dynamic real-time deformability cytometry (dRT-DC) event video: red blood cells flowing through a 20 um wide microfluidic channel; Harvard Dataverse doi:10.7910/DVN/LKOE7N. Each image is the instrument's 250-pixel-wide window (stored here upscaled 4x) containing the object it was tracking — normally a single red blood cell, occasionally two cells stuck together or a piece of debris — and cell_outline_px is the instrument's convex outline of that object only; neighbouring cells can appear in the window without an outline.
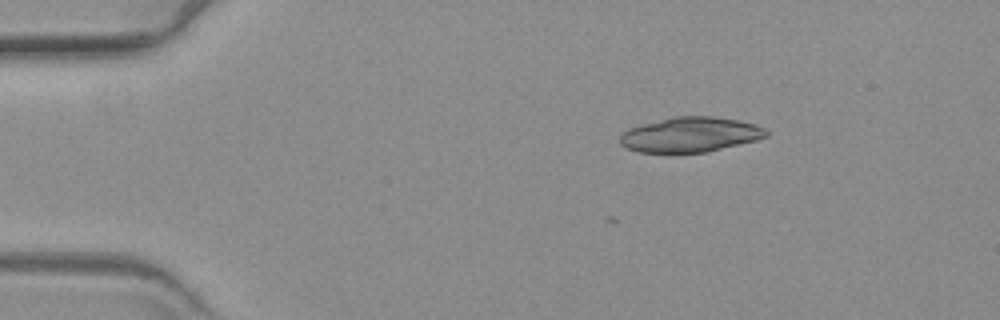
{"species": "common noctule bat (a hibernating species)", "species_latin": "Nyctalus noctula", "temperature_condition": "warm", "stored_images_in_passage": 3, "camera_frame_rate_fps": 3000, "um_per_image_px": 0.085, "animal": {"sex": "female", "body_mass_g": 19.3, "forearm_length_mm": 54.1}, "frame": {"image": 1, "passage_image": 3, "time_ms": 0.667, "image_size_px": [1000, 320], "cell_outline_px": [[768, 136], [756, 140], [708, 152], [640, 152], [628, 148], [620, 144], [620, 136], [628, 128], [640, 124], [672, 116], [712, 116], [740, 120], [756, 124], [764, 128], [768, 132]], "centroid_in_image_um": [58.69, 11.43], "position_along_channel_um": 26.3, "area_um2": 29.88}}